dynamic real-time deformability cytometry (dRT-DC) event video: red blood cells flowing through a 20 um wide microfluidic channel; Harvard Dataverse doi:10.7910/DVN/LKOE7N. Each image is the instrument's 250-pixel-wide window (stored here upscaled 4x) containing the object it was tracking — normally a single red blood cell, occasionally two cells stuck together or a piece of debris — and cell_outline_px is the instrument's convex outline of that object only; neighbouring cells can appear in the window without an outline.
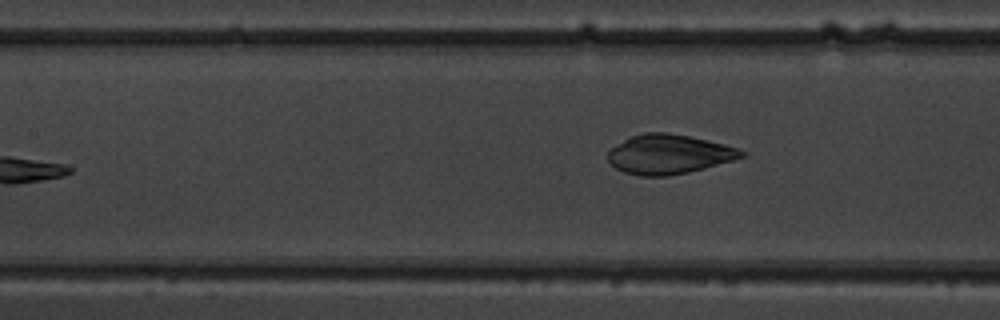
{"species": "common noctule bat (a hibernating species)", "species_latin": "Nyctalus noctula", "temperature_condition": "warm", "stored_images_in_passage": 9, "camera_frame_rate_fps": 3000, "um_per_image_px": 0.085, "animal": {"sex": "male", "body_mass_g": 19.5, "forearm_length_mm": 54.6}, "frame": {"image": 1, "passage_image": 9, "time_ms": 9.333, "image_size_px": [1000, 320], "cell_outline_px": [[744, 156], [732, 160], [704, 168], [688, 172], [668, 176], [640, 176], [624, 172], [616, 168], [608, 160], [608, 152], [612, 148], [624, 140], [632, 136], [644, 132], [664, 132], [688, 136], [708, 140], [724, 144], [736, 148], [744, 152]], "centroid_in_image_um": [56.83, 13.11], "position_along_channel_um": 150.6, "area_um2": 30.29}}